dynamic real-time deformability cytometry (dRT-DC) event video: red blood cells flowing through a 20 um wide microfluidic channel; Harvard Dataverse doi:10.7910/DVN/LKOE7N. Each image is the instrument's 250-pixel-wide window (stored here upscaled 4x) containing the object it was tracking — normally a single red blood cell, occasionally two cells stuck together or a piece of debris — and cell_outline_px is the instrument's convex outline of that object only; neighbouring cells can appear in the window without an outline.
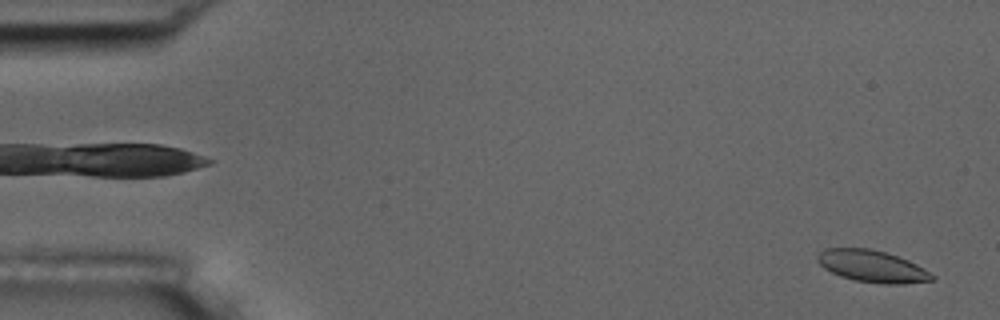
{"species": "common noctule bat (a hibernating species)", "species_latin": "Nyctalus noctula", "temperature_condition": "room temperature", "stored_images_in_passage": 55, "camera_frame_rate_fps": 3000, "um_per_image_px": 0.085, "animal": {"sex": "male", "body_mass_g": 17.5, "forearm_length_mm": 52.3}, "frame": {"image": 1, "passage_image": 2, "time_ms": 0.333, "image_size_px": [1000, 320], "cell_outline_px": [[936, 276], [932, 280], [904, 284], [884, 284], [856, 280], [840, 276], [824, 268], [816, 260], [816, 256], [824, 248], [868, 248], [884, 252], [908, 260], [924, 268]], "centroid_in_image_um": [74.13, 22.63], "position_along_channel_um": 10.9, "area_um2": 21.21}}
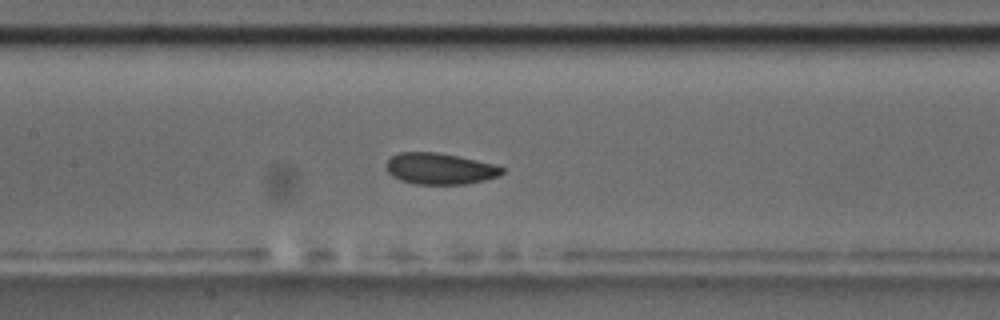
{"frame": {"image": 2, "passage_image": 26, "time_ms": 8.333, "image_size_px": [1000, 320], "cell_outline_px": [[504, 172], [500, 176], [484, 180], [464, 184], [412, 184], [400, 180], [392, 176], [384, 168], [384, 164], [392, 156], [400, 152], [436, 152], [476, 160], [492, 164], [504, 168]], "centroid_in_image_um": [37.34, 14.34], "position_along_channel_um": 170.1, "area_um2": 21.15}}
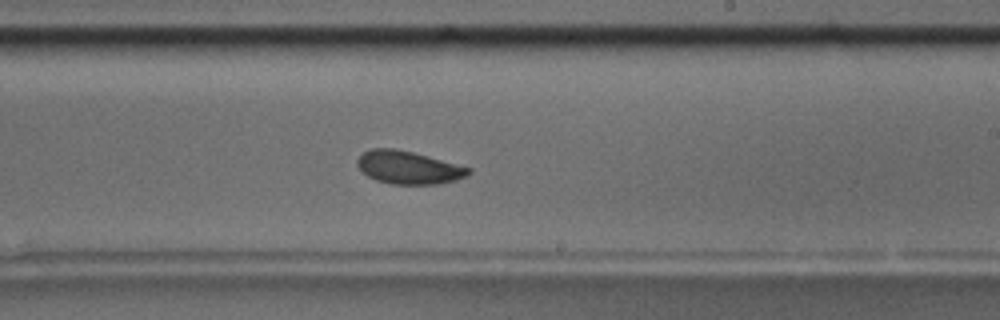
{"frame": {"image": 3, "passage_image": 33, "time_ms": 10.667, "image_size_px": [1000, 320], "cell_outline_px": [[472, 172], [468, 176], [456, 180], [440, 184], [392, 184], [376, 180], [368, 176], [356, 164], [356, 160], [364, 152], [372, 148], [396, 148], [428, 156], [472, 168]], "centroid_in_image_um": [34.75, 14.24], "position_along_channel_um": 254.2, "area_um2": 21.39}, "authors_computed_cell_mechanics": {"area_um2": 21.7328, "velocity_mm_per_s": 3.6284, "shape_relaxation_time_tau1_ms": 3.2583, "shape_relaxation_time_tau2_ms": 2.3817, "deformation_change_tau1": 0.092, "deformation_change_tau2": 0.0686}}